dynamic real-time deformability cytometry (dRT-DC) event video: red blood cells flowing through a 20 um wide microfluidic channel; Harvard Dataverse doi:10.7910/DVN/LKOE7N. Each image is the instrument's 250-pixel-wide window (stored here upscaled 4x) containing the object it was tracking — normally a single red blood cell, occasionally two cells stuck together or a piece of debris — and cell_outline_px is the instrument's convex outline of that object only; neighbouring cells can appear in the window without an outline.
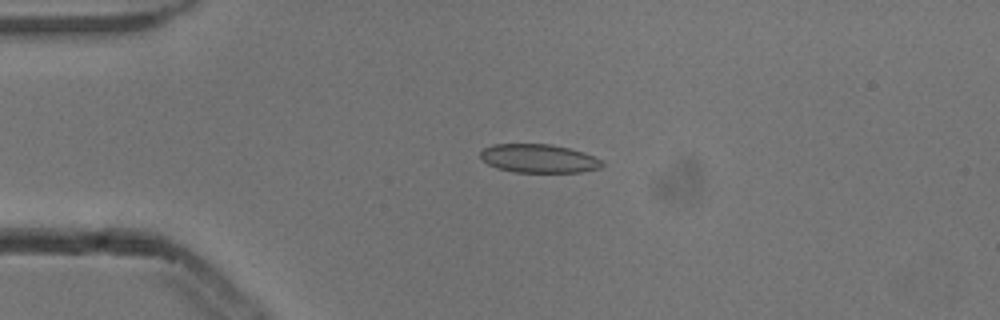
{"species": "common noctule bat (a hibernating species)", "species_latin": "Nyctalus noctula", "temperature_condition": "cold", "stored_images_in_passage": 5, "camera_frame_rate_fps": 3000, "um_per_image_px": 0.085, "animal": {"sex": "male", "body_mass_g": 13.3}, "frame": {"image": 1, "passage_image": 4, "time_ms": 1.0, "image_size_px": [1000, 320], "cell_outline_px": [[604, 164], [600, 168], [580, 172], [516, 172], [496, 168], [480, 160], [480, 152], [484, 148], [492, 144], [552, 144], [584, 152], [604, 160]], "centroid_in_image_um": [45.79, 13.47], "position_along_channel_um": 39.2, "area_um2": 20.46}}